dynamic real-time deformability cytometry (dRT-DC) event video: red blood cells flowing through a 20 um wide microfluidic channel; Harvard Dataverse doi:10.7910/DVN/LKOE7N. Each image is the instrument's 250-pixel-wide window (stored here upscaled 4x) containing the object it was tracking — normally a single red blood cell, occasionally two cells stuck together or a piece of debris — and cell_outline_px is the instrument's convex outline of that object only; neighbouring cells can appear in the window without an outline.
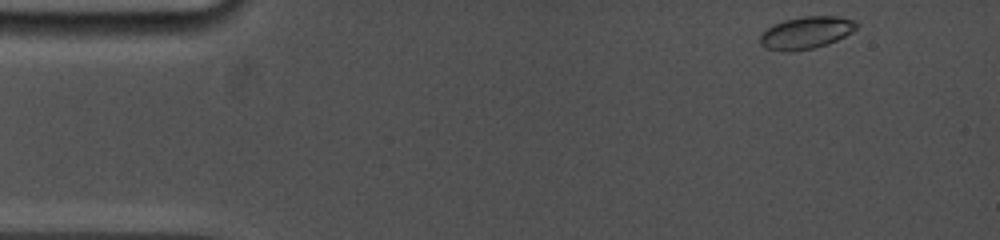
{"species": "common noctule bat (a hibernating species)", "species_latin": "Nyctalus noctula", "temperature_condition": "cold", "stored_images_in_passage": 11, "camera_frame_rate_fps": 5000, "um_per_image_px": 0.085, "animal": {"sex": "female", "body_mass_g": 19.0, "forearm_length_mm": 53.3}, "frame": {"image": 1, "passage_image": 1, "time_ms": 0.0, "image_size_px": [1000, 240], "cell_outline_px": [[860, 24], [852, 32], [828, 44], [812, 48], [792, 52], [788, 52], [764, 48], [760, 44], [760, 36], [764, 28], [772, 24], [784, 20], [804, 16], [836, 16], [856, 20]], "centroid_in_image_um": [68.5, 2.77], "position_along_channel_um": 16.5, "area_um2": 18.38}}
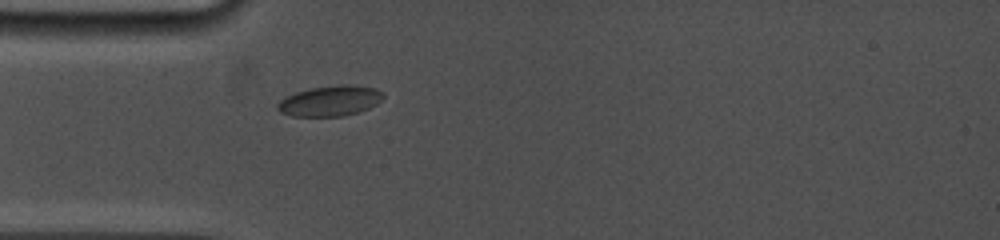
{"frame": {"image": 2, "passage_image": 7, "time_ms": 3.4, "image_size_px": [1000, 240], "cell_outline_px": [[384, 96], [376, 104], [368, 108], [344, 116], [292, 116], [280, 112], [276, 108], [276, 104], [280, 100], [296, 92], [308, 88], [340, 84], [352, 84], [376, 88], [384, 92]], "centroid_in_image_um": [28.06, 8.56], "position_along_channel_um": 56.9, "area_um2": 18.84}}
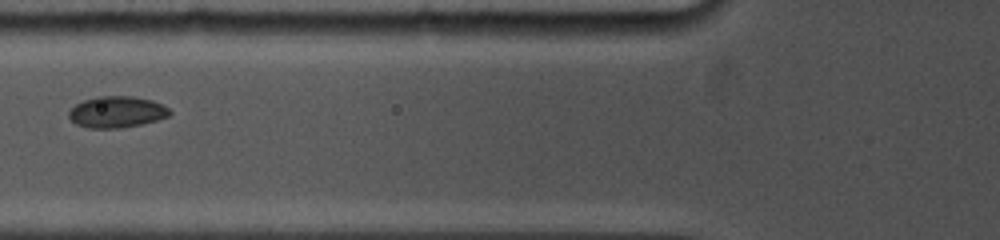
{"frame": {"image": 3, "passage_image": 10, "time_ms": 5.0, "image_size_px": [1000, 240], "cell_outline_px": [[172, 112], [168, 116], [156, 120], [140, 124], [120, 128], [88, 128], [76, 124], [68, 116], [68, 112], [76, 104], [84, 100], [96, 96], [132, 96], [152, 100], [168, 108]], "centroid_in_image_um": [9.9, 9.51], "position_along_channel_um": 115.9, "area_um2": 18.32}}